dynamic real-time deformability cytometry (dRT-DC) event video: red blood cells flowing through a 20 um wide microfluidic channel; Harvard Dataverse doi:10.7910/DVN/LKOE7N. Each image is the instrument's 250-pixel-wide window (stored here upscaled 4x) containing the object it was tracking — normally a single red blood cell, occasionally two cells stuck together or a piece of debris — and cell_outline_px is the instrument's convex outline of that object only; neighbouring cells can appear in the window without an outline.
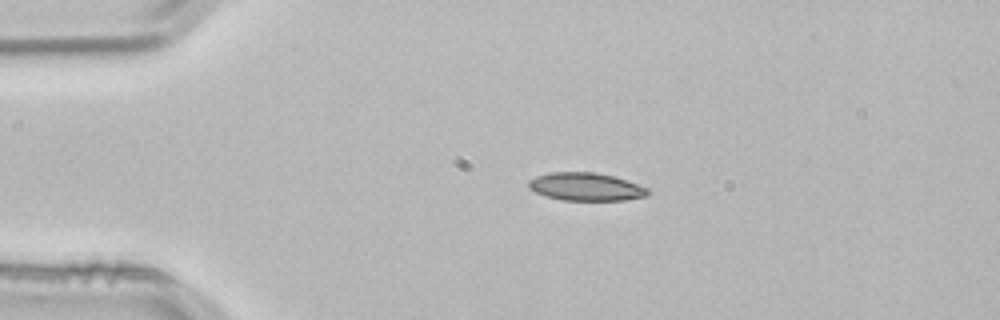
{"species": "common noctule bat (a hibernating species)", "species_latin": "Nyctalus noctula", "temperature_condition": "room temperature", "stored_images_in_passage": 2, "camera_frame_rate_fps": 3000, "um_per_image_px": 0.085, "animal": {"sex": "male", "body_mass_g": 21.5, "forearm_length_mm": 52.0}, "frame": {"image": 1, "passage_image": 1, "time_ms": 0.0, "image_size_px": [1000, 320], "cell_outline_px": [[652, 192], [648, 196], [624, 200], [564, 200], [548, 196], [536, 192], [528, 188], [528, 180], [536, 176], [548, 172], [596, 172], [616, 176], [648, 188]], "centroid_in_image_um": [49.83, 15.86], "position_along_channel_um": 35.2, "area_um2": 19.59}}